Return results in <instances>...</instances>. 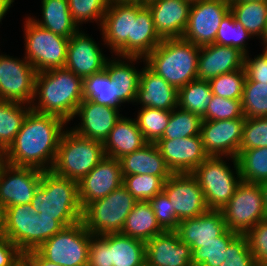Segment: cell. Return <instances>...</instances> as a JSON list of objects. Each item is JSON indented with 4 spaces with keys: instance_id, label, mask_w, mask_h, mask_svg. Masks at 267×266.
<instances>
[{
    "instance_id": "cell-1",
    "label": "cell",
    "mask_w": 267,
    "mask_h": 266,
    "mask_svg": "<svg viewBox=\"0 0 267 266\" xmlns=\"http://www.w3.org/2000/svg\"><path fill=\"white\" fill-rule=\"evenodd\" d=\"M66 125L67 122L60 117L31 110L0 159L14 166L50 171Z\"/></svg>"
},
{
    "instance_id": "cell-2",
    "label": "cell",
    "mask_w": 267,
    "mask_h": 266,
    "mask_svg": "<svg viewBox=\"0 0 267 266\" xmlns=\"http://www.w3.org/2000/svg\"><path fill=\"white\" fill-rule=\"evenodd\" d=\"M83 99V79L71 70L62 67L37 72L31 104L34 112L57 116L70 124Z\"/></svg>"
},
{
    "instance_id": "cell-3",
    "label": "cell",
    "mask_w": 267,
    "mask_h": 266,
    "mask_svg": "<svg viewBox=\"0 0 267 266\" xmlns=\"http://www.w3.org/2000/svg\"><path fill=\"white\" fill-rule=\"evenodd\" d=\"M31 206L39 217L57 220L63 227L82 220L83 209L78 197V182L43 171Z\"/></svg>"
},
{
    "instance_id": "cell-4",
    "label": "cell",
    "mask_w": 267,
    "mask_h": 266,
    "mask_svg": "<svg viewBox=\"0 0 267 266\" xmlns=\"http://www.w3.org/2000/svg\"><path fill=\"white\" fill-rule=\"evenodd\" d=\"M200 47L183 38L163 39L144 60L170 85L180 89L197 79Z\"/></svg>"
},
{
    "instance_id": "cell-5",
    "label": "cell",
    "mask_w": 267,
    "mask_h": 266,
    "mask_svg": "<svg viewBox=\"0 0 267 266\" xmlns=\"http://www.w3.org/2000/svg\"><path fill=\"white\" fill-rule=\"evenodd\" d=\"M64 227L55 219L39 217L30 203L6 208L2 236L13 242L24 254L37 250Z\"/></svg>"
},
{
    "instance_id": "cell-6",
    "label": "cell",
    "mask_w": 267,
    "mask_h": 266,
    "mask_svg": "<svg viewBox=\"0 0 267 266\" xmlns=\"http://www.w3.org/2000/svg\"><path fill=\"white\" fill-rule=\"evenodd\" d=\"M67 128L60 139L51 171L57 176L79 182L106 155L103 142L82 137Z\"/></svg>"
},
{
    "instance_id": "cell-7",
    "label": "cell",
    "mask_w": 267,
    "mask_h": 266,
    "mask_svg": "<svg viewBox=\"0 0 267 266\" xmlns=\"http://www.w3.org/2000/svg\"><path fill=\"white\" fill-rule=\"evenodd\" d=\"M224 158L233 162L232 169ZM192 174L203 191L207 208L213 210H221L241 182L238 162L229 156H208Z\"/></svg>"
},
{
    "instance_id": "cell-8",
    "label": "cell",
    "mask_w": 267,
    "mask_h": 266,
    "mask_svg": "<svg viewBox=\"0 0 267 266\" xmlns=\"http://www.w3.org/2000/svg\"><path fill=\"white\" fill-rule=\"evenodd\" d=\"M137 200L122 184L83 209L82 221L92 235L121 232Z\"/></svg>"
},
{
    "instance_id": "cell-9",
    "label": "cell",
    "mask_w": 267,
    "mask_h": 266,
    "mask_svg": "<svg viewBox=\"0 0 267 266\" xmlns=\"http://www.w3.org/2000/svg\"><path fill=\"white\" fill-rule=\"evenodd\" d=\"M23 24L24 57L34 69L42 72L64 67L69 38L40 27L29 16Z\"/></svg>"
},
{
    "instance_id": "cell-10",
    "label": "cell",
    "mask_w": 267,
    "mask_h": 266,
    "mask_svg": "<svg viewBox=\"0 0 267 266\" xmlns=\"http://www.w3.org/2000/svg\"><path fill=\"white\" fill-rule=\"evenodd\" d=\"M91 236L81 220L64 227L46 240L37 251L46 260L61 266H87Z\"/></svg>"
},
{
    "instance_id": "cell-11",
    "label": "cell",
    "mask_w": 267,
    "mask_h": 266,
    "mask_svg": "<svg viewBox=\"0 0 267 266\" xmlns=\"http://www.w3.org/2000/svg\"><path fill=\"white\" fill-rule=\"evenodd\" d=\"M221 212L228 230L246 234L261 220L267 218L260 183L241 181Z\"/></svg>"
},
{
    "instance_id": "cell-12",
    "label": "cell",
    "mask_w": 267,
    "mask_h": 266,
    "mask_svg": "<svg viewBox=\"0 0 267 266\" xmlns=\"http://www.w3.org/2000/svg\"><path fill=\"white\" fill-rule=\"evenodd\" d=\"M1 53V52H0ZM37 71L25 57L0 54V100L31 105Z\"/></svg>"
},
{
    "instance_id": "cell-13",
    "label": "cell",
    "mask_w": 267,
    "mask_h": 266,
    "mask_svg": "<svg viewBox=\"0 0 267 266\" xmlns=\"http://www.w3.org/2000/svg\"><path fill=\"white\" fill-rule=\"evenodd\" d=\"M136 16L137 2L108 5L98 29L111 54L132 57V28Z\"/></svg>"
},
{
    "instance_id": "cell-14",
    "label": "cell",
    "mask_w": 267,
    "mask_h": 266,
    "mask_svg": "<svg viewBox=\"0 0 267 266\" xmlns=\"http://www.w3.org/2000/svg\"><path fill=\"white\" fill-rule=\"evenodd\" d=\"M229 11L230 4L221 0L192 3L188 25L182 38L198 47L213 44L221 20Z\"/></svg>"
},
{
    "instance_id": "cell-15",
    "label": "cell",
    "mask_w": 267,
    "mask_h": 266,
    "mask_svg": "<svg viewBox=\"0 0 267 266\" xmlns=\"http://www.w3.org/2000/svg\"><path fill=\"white\" fill-rule=\"evenodd\" d=\"M42 172L38 168L14 166L0 159V202L5 209L31 203Z\"/></svg>"
},
{
    "instance_id": "cell-16",
    "label": "cell",
    "mask_w": 267,
    "mask_h": 266,
    "mask_svg": "<svg viewBox=\"0 0 267 266\" xmlns=\"http://www.w3.org/2000/svg\"><path fill=\"white\" fill-rule=\"evenodd\" d=\"M163 192L172 203L178 221L205 213L204 195L192 173H173L164 184Z\"/></svg>"
},
{
    "instance_id": "cell-17",
    "label": "cell",
    "mask_w": 267,
    "mask_h": 266,
    "mask_svg": "<svg viewBox=\"0 0 267 266\" xmlns=\"http://www.w3.org/2000/svg\"><path fill=\"white\" fill-rule=\"evenodd\" d=\"M246 118L203 120L200 136L208 156L237 157Z\"/></svg>"
},
{
    "instance_id": "cell-18",
    "label": "cell",
    "mask_w": 267,
    "mask_h": 266,
    "mask_svg": "<svg viewBox=\"0 0 267 266\" xmlns=\"http://www.w3.org/2000/svg\"><path fill=\"white\" fill-rule=\"evenodd\" d=\"M123 184L120 161L105 156L78 182V197L82 209L95 200L104 198Z\"/></svg>"
},
{
    "instance_id": "cell-19",
    "label": "cell",
    "mask_w": 267,
    "mask_h": 266,
    "mask_svg": "<svg viewBox=\"0 0 267 266\" xmlns=\"http://www.w3.org/2000/svg\"><path fill=\"white\" fill-rule=\"evenodd\" d=\"M94 40L81 29L69 38L64 67L83 80L104 71L109 59Z\"/></svg>"
},
{
    "instance_id": "cell-20",
    "label": "cell",
    "mask_w": 267,
    "mask_h": 266,
    "mask_svg": "<svg viewBox=\"0 0 267 266\" xmlns=\"http://www.w3.org/2000/svg\"><path fill=\"white\" fill-rule=\"evenodd\" d=\"M76 116H79L80 123L70 127L71 130L82 137L104 142L122 114L119 108L83 99L74 118Z\"/></svg>"
},
{
    "instance_id": "cell-21",
    "label": "cell",
    "mask_w": 267,
    "mask_h": 266,
    "mask_svg": "<svg viewBox=\"0 0 267 266\" xmlns=\"http://www.w3.org/2000/svg\"><path fill=\"white\" fill-rule=\"evenodd\" d=\"M172 173H192L207 157L200 135L156 142Z\"/></svg>"
},
{
    "instance_id": "cell-22",
    "label": "cell",
    "mask_w": 267,
    "mask_h": 266,
    "mask_svg": "<svg viewBox=\"0 0 267 266\" xmlns=\"http://www.w3.org/2000/svg\"><path fill=\"white\" fill-rule=\"evenodd\" d=\"M146 266H192L191 247L176 231H164L145 243Z\"/></svg>"
},
{
    "instance_id": "cell-23",
    "label": "cell",
    "mask_w": 267,
    "mask_h": 266,
    "mask_svg": "<svg viewBox=\"0 0 267 266\" xmlns=\"http://www.w3.org/2000/svg\"><path fill=\"white\" fill-rule=\"evenodd\" d=\"M192 3L188 0H157L147 6L160 38H182L188 25Z\"/></svg>"
},
{
    "instance_id": "cell-24",
    "label": "cell",
    "mask_w": 267,
    "mask_h": 266,
    "mask_svg": "<svg viewBox=\"0 0 267 266\" xmlns=\"http://www.w3.org/2000/svg\"><path fill=\"white\" fill-rule=\"evenodd\" d=\"M135 103L140 108L171 111L178 106V89L153 72L144 62Z\"/></svg>"
},
{
    "instance_id": "cell-25",
    "label": "cell",
    "mask_w": 267,
    "mask_h": 266,
    "mask_svg": "<svg viewBox=\"0 0 267 266\" xmlns=\"http://www.w3.org/2000/svg\"><path fill=\"white\" fill-rule=\"evenodd\" d=\"M226 230L221 210L208 209L200 216L179 221L176 232L181 242L191 248H199L202 243L215 241Z\"/></svg>"
},
{
    "instance_id": "cell-26",
    "label": "cell",
    "mask_w": 267,
    "mask_h": 266,
    "mask_svg": "<svg viewBox=\"0 0 267 266\" xmlns=\"http://www.w3.org/2000/svg\"><path fill=\"white\" fill-rule=\"evenodd\" d=\"M244 54L236 48L211 44L200 47L197 79L210 80L243 68Z\"/></svg>"
},
{
    "instance_id": "cell-27",
    "label": "cell",
    "mask_w": 267,
    "mask_h": 266,
    "mask_svg": "<svg viewBox=\"0 0 267 266\" xmlns=\"http://www.w3.org/2000/svg\"><path fill=\"white\" fill-rule=\"evenodd\" d=\"M111 56L107 60L105 70L118 88V99L123 104L132 103L134 105L142 72V68L137 69L134 65L140 62L144 63L145 60L142 57L117 55L115 57L113 54Z\"/></svg>"
},
{
    "instance_id": "cell-28",
    "label": "cell",
    "mask_w": 267,
    "mask_h": 266,
    "mask_svg": "<svg viewBox=\"0 0 267 266\" xmlns=\"http://www.w3.org/2000/svg\"><path fill=\"white\" fill-rule=\"evenodd\" d=\"M148 142L139 130L135 118L121 116L103 142L106 156L120 159L141 149Z\"/></svg>"
},
{
    "instance_id": "cell-29",
    "label": "cell",
    "mask_w": 267,
    "mask_h": 266,
    "mask_svg": "<svg viewBox=\"0 0 267 266\" xmlns=\"http://www.w3.org/2000/svg\"><path fill=\"white\" fill-rule=\"evenodd\" d=\"M123 176L146 174L171 176L173 173L166 165L156 143H147L141 149L119 159Z\"/></svg>"
},
{
    "instance_id": "cell-30",
    "label": "cell",
    "mask_w": 267,
    "mask_h": 266,
    "mask_svg": "<svg viewBox=\"0 0 267 266\" xmlns=\"http://www.w3.org/2000/svg\"><path fill=\"white\" fill-rule=\"evenodd\" d=\"M100 236L108 243L109 266H146L145 242L121 232Z\"/></svg>"
},
{
    "instance_id": "cell-31",
    "label": "cell",
    "mask_w": 267,
    "mask_h": 266,
    "mask_svg": "<svg viewBox=\"0 0 267 266\" xmlns=\"http://www.w3.org/2000/svg\"><path fill=\"white\" fill-rule=\"evenodd\" d=\"M42 18L31 16V20L40 27L55 34L70 38L80 29L70 14L68 0H41Z\"/></svg>"
},
{
    "instance_id": "cell-32",
    "label": "cell",
    "mask_w": 267,
    "mask_h": 266,
    "mask_svg": "<svg viewBox=\"0 0 267 266\" xmlns=\"http://www.w3.org/2000/svg\"><path fill=\"white\" fill-rule=\"evenodd\" d=\"M162 39L155 30L153 16L147 5L137 3V16L132 28V57L145 58Z\"/></svg>"
},
{
    "instance_id": "cell-33",
    "label": "cell",
    "mask_w": 267,
    "mask_h": 266,
    "mask_svg": "<svg viewBox=\"0 0 267 266\" xmlns=\"http://www.w3.org/2000/svg\"><path fill=\"white\" fill-rule=\"evenodd\" d=\"M149 201H137L126 218L121 231L129 237L148 242L154 236L163 233Z\"/></svg>"
},
{
    "instance_id": "cell-34",
    "label": "cell",
    "mask_w": 267,
    "mask_h": 266,
    "mask_svg": "<svg viewBox=\"0 0 267 266\" xmlns=\"http://www.w3.org/2000/svg\"><path fill=\"white\" fill-rule=\"evenodd\" d=\"M31 105L0 100V155L14 141Z\"/></svg>"
},
{
    "instance_id": "cell-35",
    "label": "cell",
    "mask_w": 267,
    "mask_h": 266,
    "mask_svg": "<svg viewBox=\"0 0 267 266\" xmlns=\"http://www.w3.org/2000/svg\"><path fill=\"white\" fill-rule=\"evenodd\" d=\"M230 12L245 29L259 40L267 24V2H232Z\"/></svg>"
},
{
    "instance_id": "cell-36",
    "label": "cell",
    "mask_w": 267,
    "mask_h": 266,
    "mask_svg": "<svg viewBox=\"0 0 267 266\" xmlns=\"http://www.w3.org/2000/svg\"><path fill=\"white\" fill-rule=\"evenodd\" d=\"M212 97L209 81L195 79L178 89V107L203 117Z\"/></svg>"
},
{
    "instance_id": "cell-37",
    "label": "cell",
    "mask_w": 267,
    "mask_h": 266,
    "mask_svg": "<svg viewBox=\"0 0 267 266\" xmlns=\"http://www.w3.org/2000/svg\"><path fill=\"white\" fill-rule=\"evenodd\" d=\"M83 85L84 99H90L115 108H120L123 104L118 99V88L112 82L106 70L85 78Z\"/></svg>"
},
{
    "instance_id": "cell-38",
    "label": "cell",
    "mask_w": 267,
    "mask_h": 266,
    "mask_svg": "<svg viewBox=\"0 0 267 266\" xmlns=\"http://www.w3.org/2000/svg\"><path fill=\"white\" fill-rule=\"evenodd\" d=\"M236 160L241 181L261 183L267 180V147L242 150Z\"/></svg>"
},
{
    "instance_id": "cell-39",
    "label": "cell",
    "mask_w": 267,
    "mask_h": 266,
    "mask_svg": "<svg viewBox=\"0 0 267 266\" xmlns=\"http://www.w3.org/2000/svg\"><path fill=\"white\" fill-rule=\"evenodd\" d=\"M238 233L226 230L215 241L202 243L199 248H191L192 266H219L227 256L228 244Z\"/></svg>"
},
{
    "instance_id": "cell-40",
    "label": "cell",
    "mask_w": 267,
    "mask_h": 266,
    "mask_svg": "<svg viewBox=\"0 0 267 266\" xmlns=\"http://www.w3.org/2000/svg\"><path fill=\"white\" fill-rule=\"evenodd\" d=\"M202 121L200 115L177 106L171 110L168 125L160 139H183L200 135Z\"/></svg>"
},
{
    "instance_id": "cell-41",
    "label": "cell",
    "mask_w": 267,
    "mask_h": 266,
    "mask_svg": "<svg viewBox=\"0 0 267 266\" xmlns=\"http://www.w3.org/2000/svg\"><path fill=\"white\" fill-rule=\"evenodd\" d=\"M253 40L254 36L248 32L245 27L234 18L229 11L221 20L218 29L215 44L233 47L241 51L244 55L248 54V39ZM247 40V42H246Z\"/></svg>"
},
{
    "instance_id": "cell-42",
    "label": "cell",
    "mask_w": 267,
    "mask_h": 266,
    "mask_svg": "<svg viewBox=\"0 0 267 266\" xmlns=\"http://www.w3.org/2000/svg\"><path fill=\"white\" fill-rule=\"evenodd\" d=\"M138 109L135 121L139 130L147 142L156 143L163 136L171 111L151 107Z\"/></svg>"
},
{
    "instance_id": "cell-43",
    "label": "cell",
    "mask_w": 267,
    "mask_h": 266,
    "mask_svg": "<svg viewBox=\"0 0 267 266\" xmlns=\"http://www.w3.org/2000/svg\"><path fill=\"white\" fill-rule=\"evenodd\" d=\"M242 111L245 118L267 117V82H254L245 79Z\"/></svg>"
},
{
    "instance_id": "cell-44",
    "label": "cell",
    "mask_w": 267,
    "mask_h": 266,
    "mask_svg": "<svg viewBox=\"0 0 267 266\" xmlns=\"http://www.w3.org/2000/svg\"><path fill=\"white\" fill-rule=\"evenodd\" d=\"M169 177L134 174L123 176V185L137 201H149L163 191Z\"/></svg>"
},
{
    "instance_id": "cell-45",
    "label": "cell",
    "mask_w": 267,
    "mask_h": 266,
    "mask_svg": "<svg viewBox=\"0 0 267 266\" xmlns=\"http://www.w3.org/2000/svg\"><path fill=\"white\" fill-rule=\"evenodd\" d=\"M68 5L74 23L80 28L88 21H95L100 27L109 3L108 0H68Z\"/></svg>"
},
{
    "instance_id": "cell-46",
    "label": "cell",
    "mask_w": 267,
    "mask_h": 266,
    "mask_svg": "<svg viewBox=\"0 0 267 266\" xmlns=\"http://www.w3.org/2000/svg\"><path fill=\"white\" fill-rule=\"evenodd\" d=\"M246 79L244 68L221 74L209 80L214 95L227 99L241 100Z\"/></svg>"
},
{
    "instance_id": "cell-47",
    "label": "cell",
    "mask_w": 267,
    "mask_h": 266,
    "mask_svg": "<svg viewBox=\"0 0 267 266\" xmlns=\"http://www.w3.org/2000/svg\"><path fill=\"white\" fill-rule=\"evenodd\" d=\"M245 118L241 100L227 99L214 95L202 120H229Z\"/></svg>"
},
{
    "instance_id": "cell-48",
    "label": "cell",
    "mask_w": 267,
    "mask_h": 266,
    "mask_svg": "<svg viewBox=\"0 0 267 266\" xmlns=\"http://www.w3.org/2000/svg\"><path fill=\"white\" fill-rule=\"evenodd\" d=\"M261 147H267V117L246 118L239 152Z\"/></svg>"
},
{
    "instance_id": "cell-49",
    "label": "cell",
    "mask_w": 267,
    "mask_h": 266,
    "mask_svg": "<svg viewBox=\"0 0 267 266\" xmlns=\"http://www.w3.org/2000/svg\"><path fill=\"white\" fill-rule=\"evenodd\" d=\"M219 266H257L245 234H238L227 246V256Z\"/></svg>"
},
{
    "instance_id": "cell-50",
    "label": "cell",
    "mask_w": 267,
    "mask_h": 266,
    "mask_svg": "<svg viewBox=\"0 0 267 266\" xmlns=\"http://www.w3.org/2000/svg\"><path fill=\"white\" fill-rule=\"evenodd\" d=\"M149 203L160 227L164 231H176L179 221L167 195L162 191L149 200Z\"/></svg>"
},
{
    "instance_id": "cell-51",
    "label": "cell",
    "mask_w": 267,
    "mask_h": 266,
    "mask_svg": "<svg viewBox=\"0 0 267 266\" xmlns=\"http://www.w3.org/2000/svg\"><path fill=\"white\" fill-rule=\"evenodd\" d=\"M250 252L256 264L267 262V218L261 220L252 227L246 234Z\"/></svg>"
},
{
    "instance_id": "cell-52",
    "label": "cell",
    "mask_w": 267,
    "mask_h": 266,
    "mask_svg": "<svg viewBox=\"0 0 267 266\" xmlns=\"http://www.w3.org/2000/svg\"><path fill=\"white\" fill-rule=\"evenodd\" d=\"M250 53L244 55L243 68L246 78L254 82H267V51L263 50L262 54L249 56Z\"/></svg>"
},
{
    "instance_id": "cell-53",
    "label": "cell",
    "mask_w": 267,
    "mask_h": 266,
    "mask_svg": "<svg viewBox=\"0 0 267 266\" xmlns=\"http://www.w3.org/2000/svg\"><path fill=\"white\" fill-rule=\"evenodd\" d=\"M87 266H109L108 243L100 235H92Z\"/></svg>"
},
{
    "instance_id": "cell-54",
    "label": "cell",
    "mask_w": 267,
    "mask_h": 266,
    "mask_svg": "<svg viewBox=\"0 0 267 266\" xmlns=\"http://www.w3.org/2000/svg\"><path fill=\"white\" fill-rule=\"evenodd\" d=\"M23 253L8 238L0 237V266H13Z\"/></svg>"
},
{
    "instance_id": "cell-55",
    "label": "cell",
    "mask_w": 267,
    "mask_h": 266,
    "mask_svg": "<svg viewBox=\"0 0 267 266\" xmlns=\"http://www.w3.org/2000/svg\"><path fill=\"white\" fill-rule=\"evenodd\" d=\"M32 266H61L46 260L37 250H31L23 254Z\"/></svg>"
},
{
    "instance_id": "cell-56",
    "label": "cell",
    "mask_w": 267,
    "mask_h": 266,
    "mask_svg": "<svg viewBox=\"0 0 267 266\" xmlns=\"http://www.w3.org/2000/svg\"><path fill=\"white\" fill-rule=\"evenodd\" d=\"M15 0H0V23L7 12L10 10V7L13 6Z\"/></svg>"
},
{
    "instance_id": "cell-57",
    "label": "cell",
    "mask_w": 267,
    "mask_h": 266,
    "mask_svg": "<svg viewBox=\"0 0 267 266\" xmlns=\"http://www.w3.org/2000/svg\"><path fill=\"white\" fill-rule=\"evenodd\" d=\"M5 206L0 202V237H2L4 227H5Z\"/></svg>"
},
{
    "instance_id": "cell-58",
    "label": "cell",
    "mask_w": 267,
    "mask_h": 266,
    "mask_svg": "<svg viewBox=\"0 0 267 266\" xmlns=\"http://www.w3.org/2000/svg\"><path fill=\"white\" fill-rule=\"evenodd\" d=\"M262 193H263V200H264V210L266 212L267 217V180L260 183Z\"/></svg>"
},
{
    "instance_id": "cell-59",
    "label": "cell",
    "mask_w": 267,
    "mask_h": 266,
    "mask_svg": "<svg viewBox=\"0 0 267 266\" xmlns=\"http://www.w3.org/2000/svg\"><path fill=\"white\" fill-rule=\"evenodd\" d=\"M13 266H32V265L24 256H22Z\"/></svg>"
},
{
    "instance_id": "cell-60",
    "label": "cell",
    "mask_w": 267,
    "mask_h": 266,
    "mask_svg": "<svg viewBox=\"0 0 267 266\" xmlns=\"http://www.w3.org/2000/svg\"><path fill=\"white\" fill-rule=\"evenodd\" d=\"M260 41H261V44L264 46L263 50L267 51V24H266L265 32H264Z\"/></svg>"
},
{
    "instance_id": "cell-61",
    "label": "cell",
    "mask_w": 267,
    "mask_h": 266,
    "mask_svg": "<svg viewBox=\"0 0 267 266\" xmlns=\"http://www.w3.org/2000/svg\"><path fill=\"white\" fill-rule=\"evenodd\" d=\"M131 2H137L138 3V0H108L109 4H112V3H131Z\"/></svg>"
},
{
    "instance_id": "cell-62",
    "label": "cell",
    "mask_w": 267,
    "mask_h": 266,
    "mask_svg": "<svg viewBox=\"0 0 267 266\" xmlns=\"http://www.w3.org/2000/svg\"><path fill=\"white\" fill-rule=\"evenodd\" d=\"M154 1H157V0H138V3L141 5H148Z\"/></svg>"
},
{
    "instance_id": "cell-63",
    "label": "cell",
    "mask_w": 267,
    "mask_h": 266,
    "mask_svg": "<svg viewBox=\"0 0 267 266\" xmlns=\"http://www.w3.org/2000/svg\"><path fill=\"white\" fill-rule=\"evenodd\" d=\"M240 1H245V2H267V0H236L235 2H240Z\"/></svg>"
},
{
    "instance_id": "cell-64",
    "label": "cell",
    "mask_w": 267,
    "mask_h": 266,
    "mask_svg": "<svg viewBox=\"0 0 267 266\" xmlns=\"http://www.w3.org/2000/svg\"><path fill=\"white\" fill-rule=\"evenodd\" d=\"M221 1H225V2H227L229 4H231L232 2H235L236 0H221Z\"/></svg>"
},
{
    "instance_id": "cell-65",
    "label": "cell",
    "mask_w": 267,
    "mask_h": 266,
    "mask_svg": "<svg viewBox=\"0 0 267 266\" xmlns=\"http://www.w3.org/2000/svg\"><path fill=\"white\" fill-rule=\"evenodd\" d=\"M191 3L198 2V1H203V0H188Z\"/></svg>"
},
{
    "instance_id": "cell-66",
    "label": "cell",
    "mask_w": 267,
    "mask_h": 266,
    "mask_svg": "<svg viewBox=\"0 0 267 266\" xmlns=\"http://www.w3.org/2000/svg\"><path fill=\"white\" fill-rule=\"evenodd\" d=\"M257 266H267V262L264 264H258Z\"/></svg>"
}]
</instances>
